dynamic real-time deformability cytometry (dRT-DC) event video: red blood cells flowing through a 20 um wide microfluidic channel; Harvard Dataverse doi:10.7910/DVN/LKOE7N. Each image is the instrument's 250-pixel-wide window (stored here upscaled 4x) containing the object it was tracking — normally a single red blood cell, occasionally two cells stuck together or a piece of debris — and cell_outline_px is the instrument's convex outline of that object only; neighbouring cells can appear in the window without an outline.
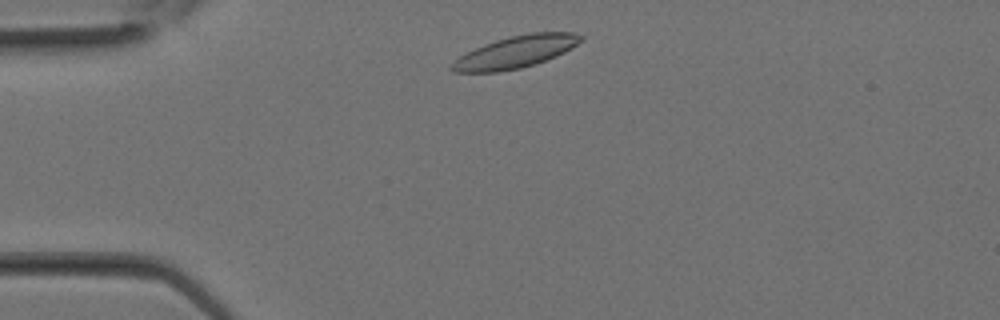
{"species": "Egyptian fruit bat (a non-hibernating species)", "species_latin": "Rousettus aegyptiacus", "temperature_condition": "room temperature", "stored_images_in_passage": 25, "camera_frame_rate_fps": 3000, "um_per_image_px": 0.085, "animal": {"sex": "female"}, "frame": {"image": 1, "passage_image": 2, "time_ms": 0.333, "image_size_px": [1000, 320], "cell_outline_px": [[584, 40], [564, 52], [556, 56], [520, 68], [500, 72], [452, 72], [448, 68], [460, 56], [484, 44], [508, 36], [528, 32], [572, 32], [584, 36]], "centroid_in_image_um": [43.84, 4.4], "position_along_channel_um": 41.2, "area_um2": 23.99}}
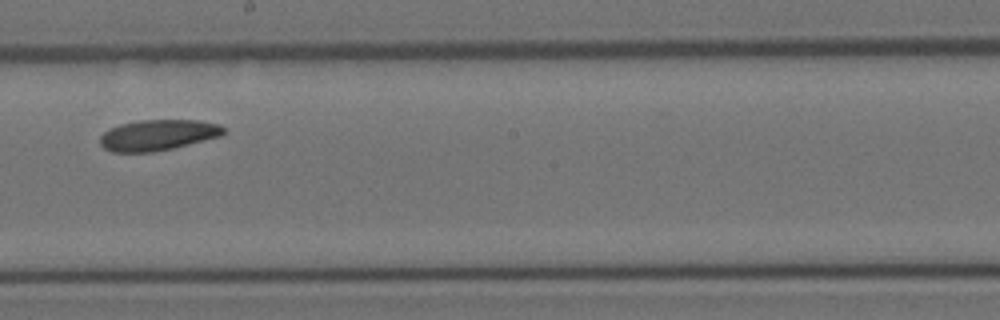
{"frame": {"image": 2, "passage_image": 12, "time_ms": 3.667, "image_size_px": [1000, 320], "cell_outline_px": [[224, 132], [220, 136], [172, 148], [152, 152], [112, 152], [104, 148], [100, 144], [100, 136], [104, 132], [120, 124], [140, 120], [196, 120], [220, 124], [224, 128]], "centroid_in_image_um": [13.4, 11.48], "position_along_channel_um": 234.8, "area_um2": 21.96}}
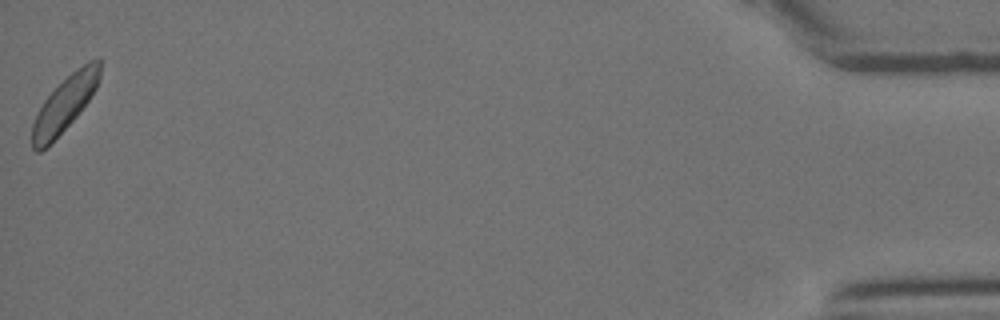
{"frame": {"image": 3, "passage_image": 25, "time_ms": 8.0, "image_size_px": [1000, 320], "cell_outline_px": [[100, 76], [96, 88], [80, 112], [40, 152], [36, 152], [32, 148], [32, 124], [44, 100], [76, 68], [88, 60], [96, 56], [100, 56]], "centroid_in_image_um": [5.53, 8.77], "position_along_channel_um": 429.7, "area_um2": 21.15}}